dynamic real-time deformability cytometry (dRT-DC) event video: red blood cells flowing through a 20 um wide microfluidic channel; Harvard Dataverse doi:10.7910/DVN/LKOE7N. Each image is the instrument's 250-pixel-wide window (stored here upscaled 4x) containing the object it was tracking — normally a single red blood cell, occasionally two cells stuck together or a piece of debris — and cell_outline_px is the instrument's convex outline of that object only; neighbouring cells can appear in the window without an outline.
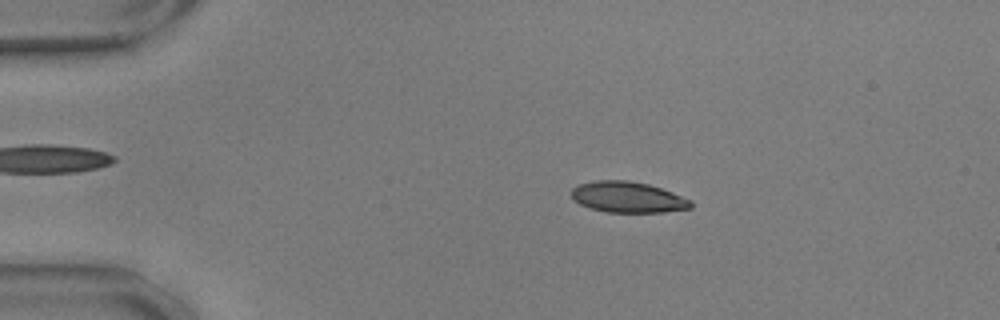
{"species": "common noctule bat (a hibernating species)", "species_latin": "Nyctalus noctula", "temperature_condition": "warm", "stored_images_in_passage": 51, "camera_frame_rate_fps": 3000, "um_per_image_px": 0.085, "animal": {"sex": "male", "body_mass_g": 17.9, "forearm_length_mm": 54.2}, "frame": {"image": 1, "passage_image": 6, "time_ms": 1.667, "image_size_px": [1000, 320], "cell_outline_px": [[692, 208], [664, 212], [608, 212], [592, 208], [580, 204], [572, 200], [572, 188], [576, 184], [592, 180], [628, 180], [648, 184], [672, 192], [692, 200]], "centroid_in_image_um": [53.34, 16.75], "position_along_channel_um": 31.7, "area_um2": 21.62}}
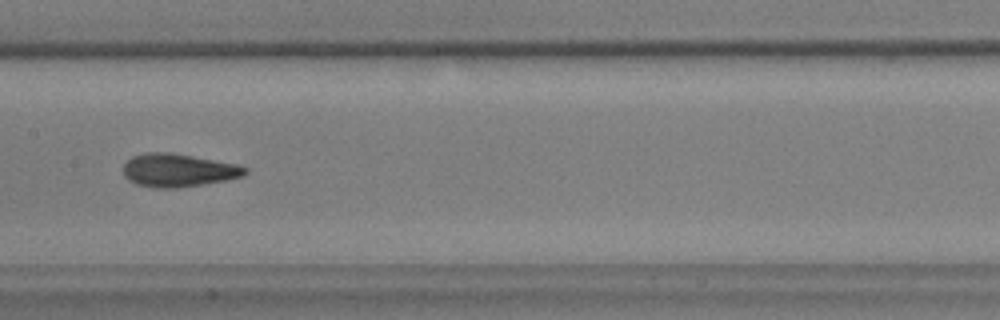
{"frame": {"image": 2, "passage_image": 24, "time_ms": 7.667, "image_size_px": [1000, 320], "cell_outline_px": [[248, 172], [244, 176], [228, 180], [204, 184], [176, 188], [152, 188], [136, 184], [128, 180], [124, 176], [124, 164], [132, 156], [148, 152], [168, 152], [236, 164], [248, 168]], "centroid_in_image_um": [15.15, 14.49], "position_along_channel_um": 192.3, "area_um2": 23.52}}
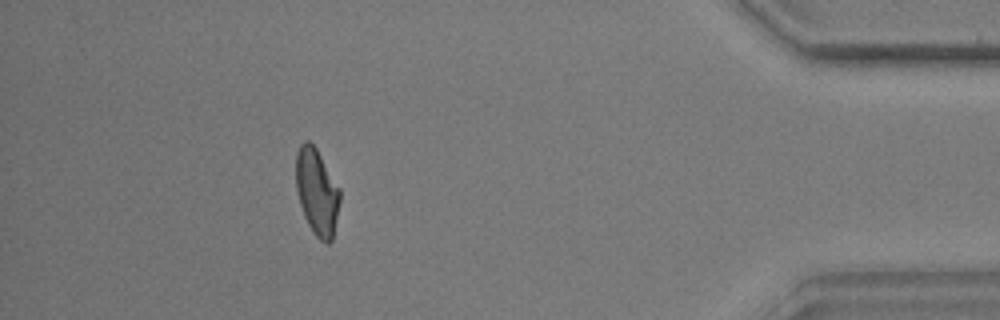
{"frame": {"image": 3, "passage_image": 46, "time_ms": 15.0, "image_size_px": [1000, 320], "cell_outline_px": [[340, 200], [332, 240], [328, 244], [324, 244], [312, 232], [304, 216], [300, 204], [296, 188], [296, 152], [300, 144], [304, 140], [308, 140], [316, 148], [340, 188]], "centroid_in_image_um": [26.93, 16.31], "position_along_channel_um": 408.3, "area_um2": 22.2}, "authors_computed_cell_mechanics": {"area_um2": 22.542, "velocity_mm_per_s": 3.5872, "shape_relaxation_time_tau1_ms": 5.9689, "shape_relaxation_time_tau2_ms": 1.271, "deformation_change_tau1": 0.1783, "deformation_change_tau2": 0.0813}}